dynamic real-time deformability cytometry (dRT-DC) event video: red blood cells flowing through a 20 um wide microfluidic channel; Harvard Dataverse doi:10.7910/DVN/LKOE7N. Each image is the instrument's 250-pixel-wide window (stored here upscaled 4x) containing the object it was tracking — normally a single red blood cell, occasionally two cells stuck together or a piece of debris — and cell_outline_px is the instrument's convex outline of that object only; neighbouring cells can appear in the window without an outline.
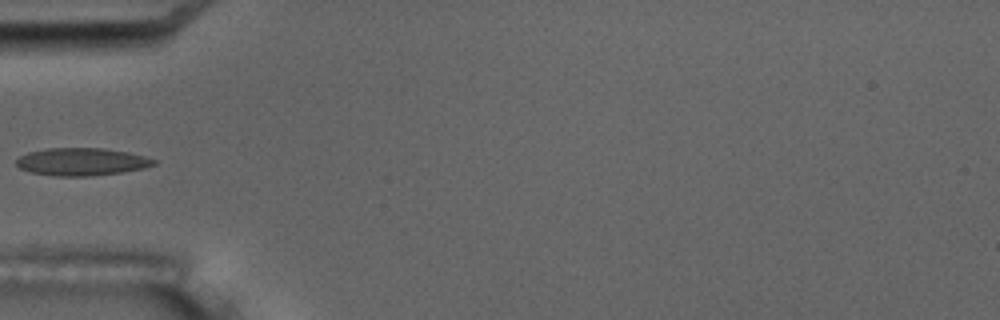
{"species": "common noctule bat (a hibernating species)", "species_latin": "Nyctalus noctula", "temperature_condition": "room temperature", "stored_images_in_passage": 10, "camera_frame_rate_fps": 3000, "um_per_image_px": 0.085, "animal": {"sex": "male", "body_mass_g": 17.5, "forearm_length_mm": 52.3}, "frame": {"image": 1, "passage_image": 5, "time_ms": 4.667, "image_size_px": [1000, 320], "cell_outline_px": [[156, 164], [144, 168], [120, 172], [92, 176], [56, 176], [32, 172], [20, 168], [16, 164], [16, 160], [20, 156], [28, 152], [48, 148], [104, 148], [128, 152], [144, 156], [156, 160]], "centroid_in_image_um": [6.94, 13.74], "position_along_channel_um": 78.1, "area_um2": 22.02}}
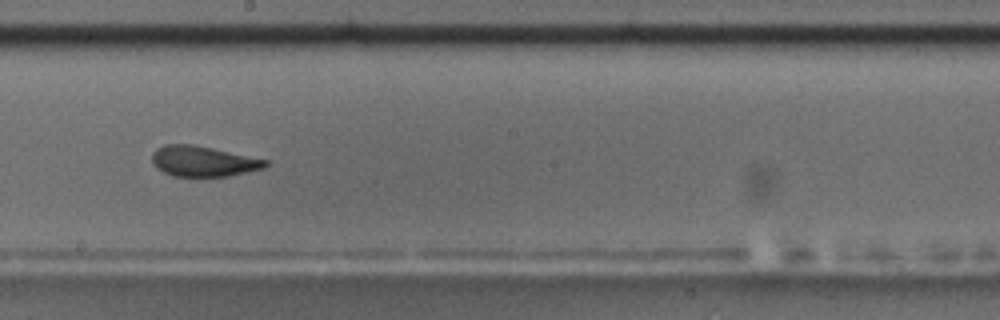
{"frame": {"image": 2, "passage_image": 9, "time_ms": 9.0, "image_size_px": [1000, 320], "cell_outline_px": [[268, 164], [264, 168], [228, 176], [172, 176], [156, 168], [152, 164], [152, 152], [156, 148], [164, 144], [192, 144], [212, 148], [268, 160]], "centroid_in_image_um": [17.22, 13.7], "position_along_channel_um": 231.0, "area_um2": 20.11}}